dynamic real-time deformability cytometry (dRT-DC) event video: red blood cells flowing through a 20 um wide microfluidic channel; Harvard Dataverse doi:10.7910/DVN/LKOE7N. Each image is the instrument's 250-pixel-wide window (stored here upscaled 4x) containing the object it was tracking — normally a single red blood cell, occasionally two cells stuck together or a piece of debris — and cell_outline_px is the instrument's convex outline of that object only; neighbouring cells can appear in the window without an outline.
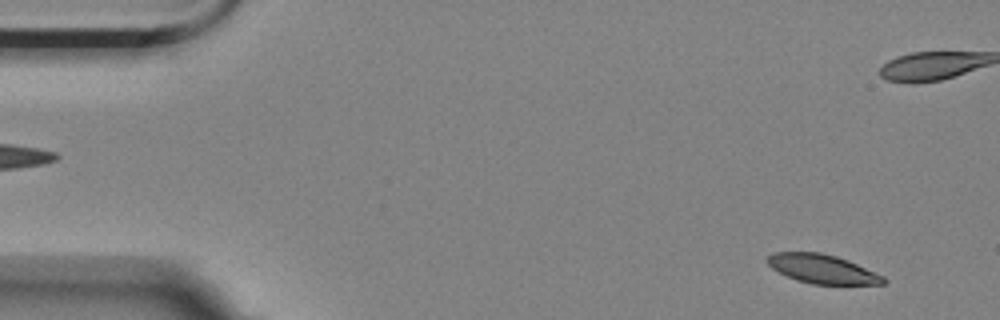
{"species": "Egyptian fruit bat (a non-hibernating species)", "species_latin": "Rousettus aegyptiacus", "temperature_condition": "room temperature", "stored_images_in_passage": 5, "camera_frame_rate_fps": 3000, "um_per_image_px": 0.085, "animal": {"sex": "female"}, "frame": {"image": 1, "passage_image": 1, "time_ms": 0.0, "image_size_px": [1000, 320], "cell_outline_px": [[888, 280], [884, 284], [812, 284], [796, 280], [772, 268], [764, 260], [772, 252], [820, 252], [836, 256], [848, 260], [884, 276]], "centroid_in_image_um": [69.89, 22.85], "position_along_channel_um": 15.1, "area_um2": 19.59}}